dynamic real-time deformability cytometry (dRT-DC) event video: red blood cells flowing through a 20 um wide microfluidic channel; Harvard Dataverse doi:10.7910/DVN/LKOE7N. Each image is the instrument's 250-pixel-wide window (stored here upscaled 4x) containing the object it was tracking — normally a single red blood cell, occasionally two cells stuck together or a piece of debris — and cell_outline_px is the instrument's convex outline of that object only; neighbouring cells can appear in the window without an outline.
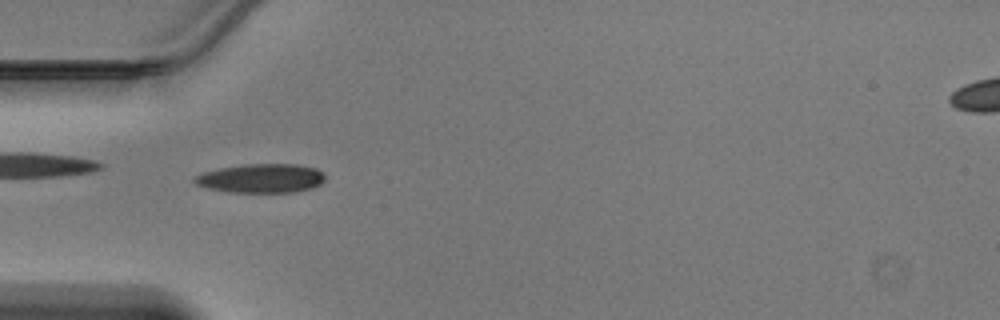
{"species": "Egyptian fruit bat (a non-hibernating species)", "species_latin": "Rousettus aegyptiacus", "temperature_condition": "warm", "stored_images_in_passage": 43, "camera_frame_rate_fps": 3000, "um_per_image_px": 0.085, "animal": {"sex": "male"}, "frame": {"image": 1, "passage_image": 11, "time_ms": 3.333, "image_size_px": [1000, 320], "cell_outline_px": [[324, 180], [320, 184], [312, 188], [296, 192], [228, 192], [208, 188], [196, 184], [192, 180], [192, 176], [204, 172], [220, 168], [244, 164], [296, 164], [316, 168], [324, 172]], "centroid_in_image_um": [22.2, 15.15], "position_along_channel_um": 62.8, "area_um2": 22.2}}
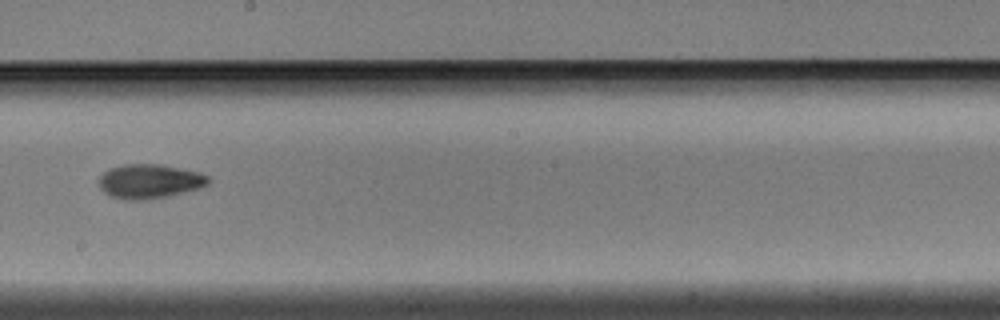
{"frame": {"image": 2, "passage_image": 23, "time_ms": 7.333, "image_size_px": [1000, 320], "cell_outline_px": [[212, 180], [208, 184], [200, 188], [168, 196], [140, 200], [124, 200], [108, 196], [100, 188], [100, 176], [108, 168], [124, 164], [160, 164], [200, 172], [208, 176]], "centroid_in_image_um": [12.71, 15.41], "position_along_channel_um": 235.5, "area_um2": 22.02}}
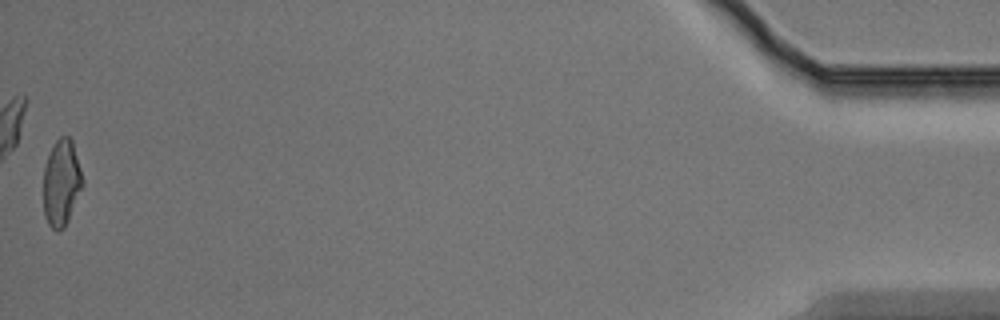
{"frame": {"image": 3, "passage_image": 43, "time_ms": 14.0, "image_size_px": [1000, 320], "cell_outline_px": [[84, 184], [68, 220], [64, 228], [60, 232], [56, 232], [48, 224], [44, 216], [44, 168], [48, 156], [56, 140], [60, 136], [68, 136], [72, 140], [84, 180]], "centroid_in_image_um": [5.23, 15.57], "position_along_channel_um": 430.0, "area_um2": 19.77}}